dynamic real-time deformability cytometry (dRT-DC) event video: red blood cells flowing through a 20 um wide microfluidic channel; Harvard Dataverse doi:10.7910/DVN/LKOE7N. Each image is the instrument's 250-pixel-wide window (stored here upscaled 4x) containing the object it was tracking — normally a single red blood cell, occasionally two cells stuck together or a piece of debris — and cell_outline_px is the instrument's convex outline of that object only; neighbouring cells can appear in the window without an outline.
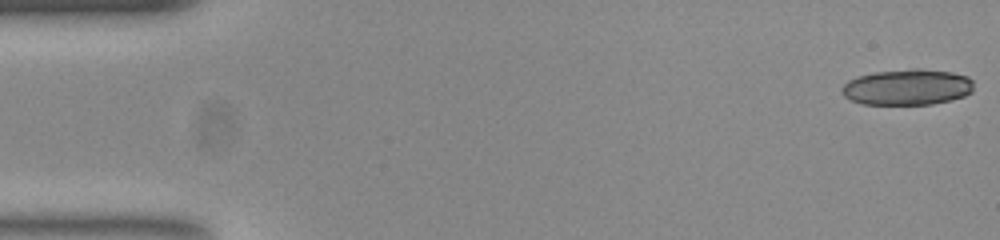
{"species": "common noctule bat (a hibernating species)", "species_latin": "Nyctalus noctula", "temperature_condition": "room temperature", "stored_images_in_passage": 18, "camera_frame_rate_fps": 3000, "um_per_image_px": 0.085, "animal": {"sex": "female", "body_mass_g": 23.0, "forearm_length_mm": 53.4}, "frame": {"image": 1, "passage_image": 1, "time_ms": 0.0, "image_size_px": [1000, 240], "cell_outline_px": [[972, 92], [964, 96], [952, 100], [932, 104], [864, 104], [852, 100], [844, 96], [840, 92], [840, 88], [848, 80], [856, 76], [876, 72], [912, 68], [920, 68], [952, 72], [968, 76], [972, 80]], "centroid_in_image_um": [77.11, 7.4], "position_along_channel_um": 7.9, "area_um2": 27.8}}
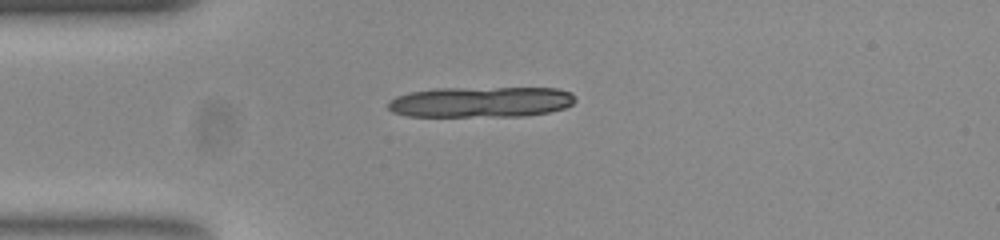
{"frame": {"image": 2, "passage_image": 13, "time_ms": 4.0, "image_size_px": [1000, 240], "cell_outline_px": [[576, 100], [572, 104], [564, 108], [548, 112], [528, 116], [408, 116], [392, 112], [388, 108], [388, 100], [396, 96], [408, 92], [436, 88], [556, 88], [572, 92]], "centroid_in_image_um": [40.87, 8.66], "position_along_channel_um": 44.1, "area_um2": 33.7}}